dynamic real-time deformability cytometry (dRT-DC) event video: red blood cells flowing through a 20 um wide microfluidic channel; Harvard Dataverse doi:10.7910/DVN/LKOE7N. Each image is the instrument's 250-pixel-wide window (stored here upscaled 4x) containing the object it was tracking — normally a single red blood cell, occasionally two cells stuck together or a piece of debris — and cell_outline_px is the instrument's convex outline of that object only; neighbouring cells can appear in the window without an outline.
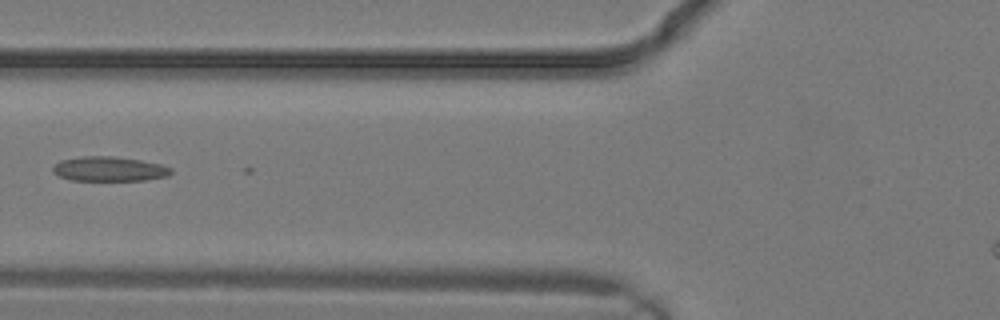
{"species": "common noctule bat (a hibernating species)", "species_latin": "Nyctalus noctula", "temperature_condition": "warm", "stored_images_in_passage": 8, "camera_frame_rate_fps": 3000, "um_per_image_px": 0.085, "animal": {"sex": "male", "body_mass_g": 19.2, "forearm_length_mm": 51.8}, "frame": {"image": 1, "passage_image": 7, "time_ms": 2.0, "image_size_px": [1000, 320], "cell_outline_px": [[172, 172], [168, 176], [144, 180], [72, 180], [60, 176], [52, 172], [52, 168], [60, 160], [84, 156], [112, 156], [140, 160], [160, 164], [172, 168]], "centroid_in_image_um": [9.29, 14.36], "position_along_channel_um": 116.5, "area_um2": 16.82}}